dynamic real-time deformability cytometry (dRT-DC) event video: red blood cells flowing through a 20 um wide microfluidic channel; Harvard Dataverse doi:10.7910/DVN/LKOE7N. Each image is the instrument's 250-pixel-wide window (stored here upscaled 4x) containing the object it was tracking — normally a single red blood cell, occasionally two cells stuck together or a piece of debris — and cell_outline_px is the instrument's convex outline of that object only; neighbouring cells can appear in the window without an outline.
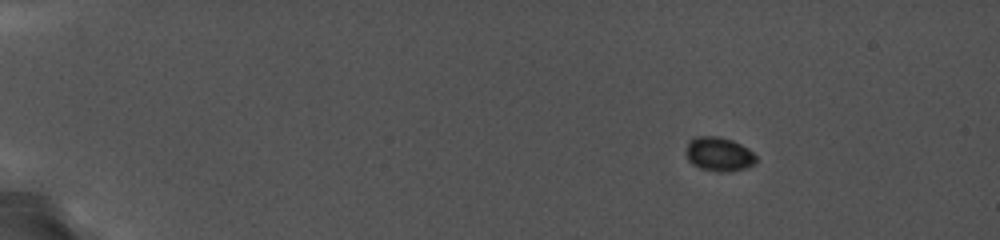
{"species": "common noctule bat (a hibernating species)", "species_latin": "Nyctalus noctula", "temperature_condition": "cold", "stored_images_in_passage": 3, "camera_frame_rate_fps": 5000, "um_per_image_px": 0.085, "animal": {"sex": "female", "body_mass_g": 19.0, "forearm_length_mm": 56.7}, "frame": {"image": 1, "passage_image": 1, "time_ms": 0.0, "image_size_px": [1000, 240], "cell_outline_px": [[756, 164], [732, 172], [716, 172], [700, 168], [692, 164], [688, 160], [684, 152], [684, 148], [688, 140], [692, 136], [720, 136], [732, 140], [748, 148], [756, 156]], "centroid_in_image_um": [61.06, 13.09], "position_along_channel_um": 23.9, "area_um2": 14.39}}